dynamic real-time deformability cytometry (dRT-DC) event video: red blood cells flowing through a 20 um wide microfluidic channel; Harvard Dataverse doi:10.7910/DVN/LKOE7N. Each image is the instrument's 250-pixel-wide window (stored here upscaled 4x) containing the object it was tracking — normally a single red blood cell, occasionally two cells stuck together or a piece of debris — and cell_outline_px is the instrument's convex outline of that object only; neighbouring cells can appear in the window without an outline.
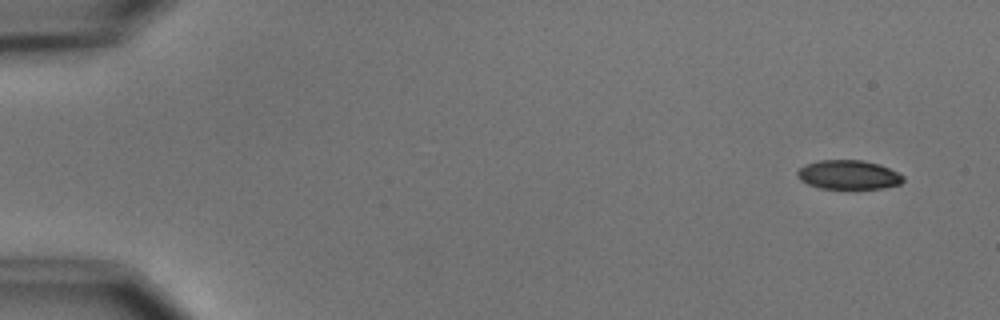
{"species": "common noctule bat (a hibernating species)", "species_latin": "Nyctalus noctula", "temperature_condition": "cold", "stored_images_in_passage": 4, "camera_frame_rate_fps": 3000, "um_per_image_px": 0.085, "animal": {"sex": "male", "body_mass_g": 15.6}, "frame": {"image": 1, "passage_image": 1, "time_ms": 0.0, "image_size_px": [1000, 320], "cell_outline_px": [[904, 180], [900, 184], [884, 188], [820, 188], [808, 184], [800, 180], [796, 176], [796, 172], [804, 164], [820, 160], [864, 160], [880, 164], [904, 176]], "centroid_in_image_um": [72.1, 14.84], "position_along_channel_um": 12.9, "area_um2": 17.98}}
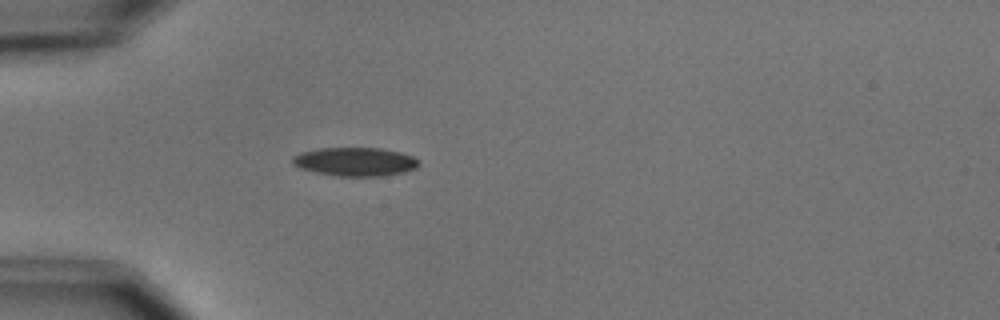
{"frame": {"image": 2, "passage_image": 4, "time_ms": 4.333, "image_size_px": [1000, 320], "cell_outline_px": [[420, 164], [416, 168], [404, 172], [380, 176], [340, 176], [316, 172], [300, 168], [292, 164], [292, 156], [300, 152], [320, 148], [380, 148], [400, 152], [412, 156], [420, 160]], "centroid_in_image_um": [30.19, 13.74], "position_along_channel_um": 54.8, "area_um2": 21.1}}